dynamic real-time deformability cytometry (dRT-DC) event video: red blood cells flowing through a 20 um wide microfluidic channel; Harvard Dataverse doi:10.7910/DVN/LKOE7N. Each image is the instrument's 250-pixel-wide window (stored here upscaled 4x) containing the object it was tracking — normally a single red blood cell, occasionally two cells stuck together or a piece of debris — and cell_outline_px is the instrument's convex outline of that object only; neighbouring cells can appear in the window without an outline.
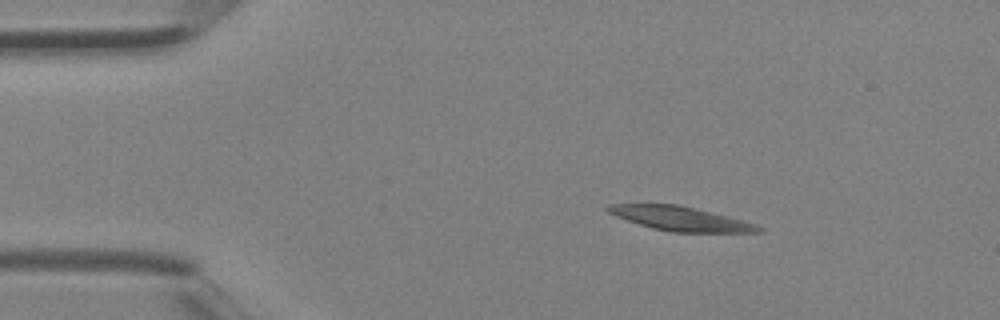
{"species": "Egyptian fruit bat (a non-hibernating species)", "species_latin": "Rousettus aegyptiacus", "temperature_condition": "room temperature", "stored_images_in_passage": 2, "camera_frame_rate_fps": 3000, "um_per_image_px": 0.085, "animal": {"sex": "female"}, "frame": {"image": 1, "passage_image": 1, "time_ms": 0.0, "image_size_px": [1000, 320], "cell_outline_px": [[764, 232], [672, 232], [652, 228], [616, 216], [608, 212], [604, 208], [608, 204], [676, 204], [728, 216], [744, 220], [756, 224], [764, 228]], "centroid_in_image_um": [57.86, 18.58], "position_along_channel_um": 27.1, "area_um2": 21.04}}